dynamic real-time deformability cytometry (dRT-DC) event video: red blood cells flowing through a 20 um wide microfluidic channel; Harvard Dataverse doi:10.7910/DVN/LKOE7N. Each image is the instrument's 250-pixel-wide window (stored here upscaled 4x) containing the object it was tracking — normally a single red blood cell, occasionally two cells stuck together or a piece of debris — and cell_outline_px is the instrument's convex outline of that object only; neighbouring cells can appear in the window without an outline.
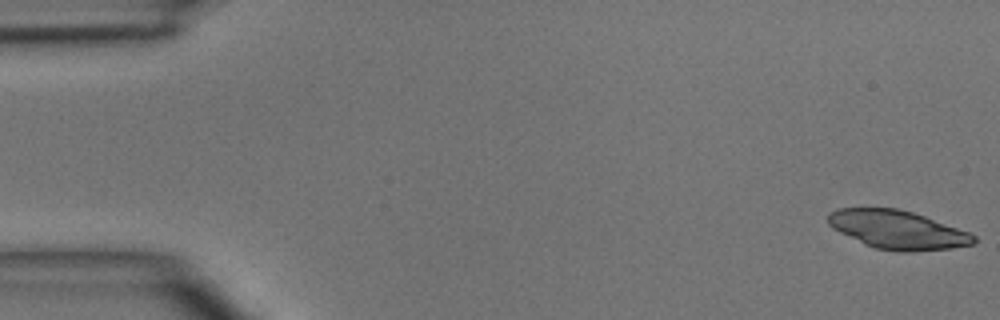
{"species": "common noctule bat (a hibernating species)", "species_latin": "Nyctalus noctula", "temperature_condition": "room temperature", "stored_images_in_passage": 7, "camera_frame_rate_fps": 3000, "um_per_image_px": 0.085, "animal": {"sex": "male", "body_mass_g": 15.6}, "frame": {"image": 1, "passage_image": 1, "time_ms": 0.0, "image_size_px": [1000, 320], "cell_outline_px": [[976, 240], [972, 244], [952, 248], [908, 252], [900, 252], [876, 248], [864, 244], [832, 228], [828, 224], [828, 212], [836, 208], [896, 208], [912, 212], [924, 216], [968, 232], [976, 236]], "centroid_in_image_um": [76.25, 19.53], "position_along_channel_um": 8.7, "area_um2": 32.48}}